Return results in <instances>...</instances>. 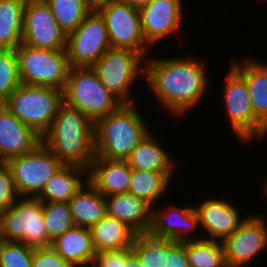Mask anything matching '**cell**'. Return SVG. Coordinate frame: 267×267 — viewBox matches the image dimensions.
<instances>
[{"label": "cell", "instance_id": "cell-1", "mask_svg": "<svg viewBox=\"0 0 267 267\" xmlns=\"http://www.w3.org/2000/svg\"><path fill=\"white\" fill-rule=\"evenodd\" d=\"M203 62L195 57H147L144 78L159 102L175 116H184L202 100L208 86Z\"/></svg>", "mask_w": 267, "mask_h": 267}, {"label": "cell", "instance_id": "cell-30", "mask_svg": "<svg viewBox=\"0 0 267 267\" xmlns=\"http://www.w3.org/2000/svg\"><path fill=\"white\" fill-rule=\"evenodd\" d=\"M61 30L70 34L92 11L84 0H45Z\"/></svg>", "mask_w": 267, "mask_h": 267}, {"label": "cell", "instance_id": "cell-25", "mask_svg": "<svg viewBox=\"0 0 267 267\" xmlns=\"http://www.w3.org/2000/svg\"><path fill=\"white\" fill-rule=\"evenodd\" d=\"M68 203L75 226L91 228L106 215L105 196L88 181Z\"/></svg>", "mask_w": 267, "mask_h": 267}, {"label": "cell", "instance_id": "cell-23", "mask_svg": "<svg viewBox=\"0 0 267 267\" xmlns=\"http://www.w3.org/2000/svg\"><path fill=\"white\" fill-rule=\"evenodd\" d=\"M151 131L126 159L132 170L164 173L170 180L176 167L175 160L161 145ZM172 158V159H171Z\"/></svg>", "mask_w": 267, "mask_h": 267}, {"label": "cell", "instance_id": "cell-37", "mask_svg": "<svg viewBox=\"0 0 267 267\" xmlns=\"http://www.w3.org/2000/svg\"><path fill=\"white\" fill-rule=\"evenodd\" d=\"M32 267H75L64 260L51 246L33 248Z\"/></svg>", "mask_w": 267, "mask_h": 267}, {"label": "cell", "instance_id": "cell-38", "mask_svg": "<svg viewBox=\"0 0 267 267\" xmlns=\"http://www.w3.org/2000/svg\"><path fill=\"white\" fill-rule=\"evenodd\" d=\"M162 267H189L186 255V241L165 239V262Z\"/></svg>", "mask_w": 267, "mask_h": 267}, {"label": "cell", "instance_id": "cell-18", "mask_svg": "<svg viewBox=\"0 0 267 267\" xmlns=\"http://www.w3.org/2000/svg\"><path fill=\"white\" fill-rule=\"evenodd\" d=\"M41 142L40 135L0 104V160L29 153Z\"/></svg>", "mask_w": 267, "mask_h": 267}, {"label": "cell", "instance_id": "cell-20", "mask_svg": "<svg viewBox=\"0 0 267 267\" xmlns=\"http://www.w3.org/2000/svg\"><path fill=\"white\" fill-rule=\"evenodd\" d=\"M105 201L107 216L122 221L137 235L149 233L152 207L144 200L125 193L105 196Z\"/></svg>", "mask_w": 267, "mask_h": 267}, {"label": "cell", "instance_id": "cell-2", "mask_svg": "<svg viewBox=\"0 0 267 267\" xmlns=\"http://www.w3.org/2000/svg\"><path fill=\"white\" fill-rule=\"evenodd\" d=\"M42 143L63 165L90 167L94 153V123L79 109L60 105Z\"/></svg>", "mask_w": 267, "mask_h": 267}, {"label": "cell", "instance_id": "cell-16", "mask_svg": "<svg viewBox=\"0 0 267 267\" xmlns=\"http://www.w3.org/2000/svg\"><path fill=\"white\" fill-rule=\"evenodd\" d=\"M182 0H153L139 9L141 29L150 46L173 35L183 19Z\"/></svg>", "mask_w": 267, "mask_h": 267}, {"label": "cell", "instance_id": "cell-15", "mask_svg": "<svg viewBox=\"0 0 267 267\" xmlns=\"http://www.w3.org/2000/svg\"><path fill=\"white\" fill-rule=\"evenodd\" d=\"M200 226L199 217L194 207H177L169 205L152 207L151 227L149 235L156 239H168L183 242L193 239H202L201 235L193 237L190 233ZM196 229V230H195ZM190 232V233H189Z\"/></svg>", "mask_w": 267, "mask_h": 267}, {"label": "cell", "instance_id": "cell-40", "mask_svg": "<svg viewBox=\"0 0 267 267\" xmlns=\"http://www.w3.org/2000/svg\"><path fill=\"white\" fill-rule=\"evenodd\" d=\"M123 1L130 4L133 8L139 10L140 8L146 6L147 4L152 2L153 0H123Z\"/></svg>", "mask_w": 267, "mask_h": 267}, {"label": "cell", "instance_id": "cell-33", "mask_svg": "<svg viewBox=\"0 0 267 267\" xmlns=\"http://www.w3.org/2000/svg\"><path fill=\"white\" fill-rule=\"evenodd\" d=\"M21 84L15 49H0V104Z\"/></svg>", "mask_w": 267, "mask_h": 267}, {"label": "cell", "instance_id": "cell-22", "mask_svg": "<svg viewBox=\"0 0 267 267\" xmlns=\"http://www.w3.org/2000/svg\"><path fill=\"white\" fill-rule=\"evenodd\" d=\"M238 62L230 65L245 79L254 115L267 127V64L253 58Z\"/></svg>", "mask_w": 267, "mask_h": 267}, {"label": "cell", "instance_id": "cell-4", "mask_svg": "<svg viewBox=\"0 0 267 267\" xmlns=\"http://www.w3.org/2000/svg\"><path fill=\"white\" fill-rule=\"evenodd\" d=\"M62 103V90L21 83L2 105L42 137L50 128Z\"/></svg>", "mask_w": 267, "mask_h": 267}, {"label": "cell", "instance_id": "cell-12", "mask_svg": "<svg viewBox=\"0 0 267 267\" xmlns=\"http://www.w3.org/2000/svg\"><path fill=\"white\" fill-rule=\"evenodd\" d=\"M109 48L105 22L97 11H91L75 31L67 35L70 67H91Z\"/></svg>", "mask_w": 267, "mask_h": 267}, {"label": "cell", "instance_id": "cell-6", "mask_svg": "<svg viewBox=\"0 0 267 267\" xmlns=\"http://www.w3.org/2000/svg\"><path fill=\"white\" fill-rule=\"evenodd\" d=\"M0 233L3 241L22 242L32 248L49 247L43 219V202L37 198L20 197L0 214Z\"/></svg>", "mask_w": 267, "mask_h": 267}, {"label": "cell", "instance_id": "cell-35", "mask_svg": "<svg viewBox=\"0 0 267 267\" xmlns=\"http://www.w3.org/2000/svg\"><path fill=\"white\" fill-rule=\"evenodd\" d=\"M19 198L7 161L0 160V214L10 208Z\"/></svg>", "mask_w": 267, "mask_h": 267}, {"label": "cell", "instance_id": "cell-34", "mask_svg": "<svg viewBox=\"0 0 267 267\" xmlns=\"http://www.w3.org/2000/svg\"><path fill=\"white\" fill-rule=\"evenodd\" d=\"M33 248L17 241L0 242V267H32Z\"/></svg>", "mask_w": 267, "mask_h": 267}, {"label": "cell", "instance_id": "cell-24", "mask_svg": "<svg viewBox=\"0 0 267 267\" xmlns=\"http://www.w3.org/2000/svg\"><path fill=\"white\" fill-rule=\"evenodd\" d=\"M83 175L86 178H83ZM86 175H88V169L75 165H63L47 181L36 198L42 202H68L88 181Z\"/></svg>", "mask_w": 267, "mask_h": 267}, {"label": "cell", "instance_id": "cell-31", "mask_svg": "<svg viewBox=\"0 0 267 267\" xmlns=\"http://www.w3.org/2000/svg\"><path fill=\"white\" fill-rule=\"evenodd\" d=\"M43 219L51 241L75 226L68 202H43Z\"/></svg>", "mask_w": 267, "mask_h": 267}, {"label": "cell", "instance_id": "cell-27", "mask_svg": "<svg viewBox=\"0 0 267 267\" xmlns=\"http://www.w3.org/2000/svg\"><path fill=\"white\" fill-rule=\"evenodd\" d=\"M26 0H0V49H16L22 43Z\"/></svg>", "mask_w": 267, "mask_h": 267}, {"label": "cell", "instance_id": "cell-36", "mask_svg": "<svg viewBox=\"0 0 267 267\" xmlns=\"http://www.w3.org/2000/svg\"><path fill=\"white\" fill-rule=\"evenodd\" d=\"M133 255L131 248L97 252L92 267H125L126 261Z\"/></svg>", "mask_w": 267, "mask_h": 267}, {"label": "cell", "instance_id": "cell-29", "mask_svg": "<svg viewBox=\"0 0 267 267\" xmlns=\"http://www.w3.org/2000/svg\"><path fill=\"white\" fill-rule=\"evenodd\" d=\"M186 255L189 267H227L220 241L206 238L187 240Z\"/></svg>", "mask_w": 267, "mask_h": 267}, {"label": "cell", "instance_id": "cell-32", "mask_svg": "<svg viewBox=\"0 0 267 267\" xmlns=\"http://www.w3.org/2000/svg\"><path fill=\"white\" fill-rule=\"evenodd\" d=\"M131 249L144 267H162L165 262V239L136 235Z\"/></svg>", "mask_w": 267, "mask_h": 267}, {"label": "cell", "instance_id": "cell-21", "mask_svg": "<svg viewBox=\"0 0 267 267\" xmlns=\"http://www.w3.org/2000/svg\"><path fill=\"white\" fill-rule=\"evenodd\" d=\"M50 246L75 267L91 266L96 255L90 228L86 227L74 226L68 229L56 237Z\"/></svg>", "mask_w": 267, "mask_h": 267}, {"label": "cell", "instance_id": "cell-9", "mask_svg": "<svg viewBox=\"0 0 267 267\" xmlns=\"http://www.w3.org/2000/svg\"><path fill=\"white\" fill-rule=\"evenodd\" d=\"M144 62L145 59L138 52L109 48L91 68L102 84L122 103H135L130 91L138 76L144 77Z\"/></svg>", "mask_w": 267, "mask_h": 267}, {"label": "cell", "instance_id": "cell-14", "mask_svg": "<svg viewBox=\"0 0 267 267\" xmlns=\"http://www.w3.org/2000/svg\"><path fill=\"white\" fill-rule=\"evenodd\" d=\"M267 220L263 215L250 214L223 242L227 267H243L267 248ZM252 260V261H251Z\"/></svg>", "mask_w": 267, "mask_h": 267}, {"label": "cell", "instance_id": "cell-8", "mask_svg": "<svg viewBox=\"0 0 267 267\" xmlns=\"http://www.w3.org/2000/svg\"><path fill=\"white\" fill-rule=\"evenodd\" d=\"M229 66L222 94L228 123L241 143L261 140L267 134V127L254 115L245 79L231 65Z\"/></svg>", "mask_w": 267, "mask_h": 267}, {"label": "cell", "instance_id": "cell-41", "mask_svg": "<svg viewBox=\"0 0 267 267\" xmlns=\"http://www.w3.org/2000/svg\"><path fill=\"white\" fill-rule=\"evenodd\" d=\"M125 267H144L139 259L133 254L125 263Z\"/></svg>", "mask_w": 267, "mask_h": 267}, {"label": "cell", "instance_id": "cell-26", "mask_svg": "<svg viewBox=\"0 0 267 267\" xmlns=\"http://www.w3.org/2000/svg\"><path fill=\"white\" fill-rule=\"evenodd\" d=\"M90 231L96 253L131 248L137 235L125 223L107 215L92 226Z\"/></svg>", "mask_w": 267, "mask_h": 267}, {"label": "cell", "instance_id": "cell-13", "mask_svg": "<svg viewBox=\"0 0 267 267\" xmlns=\"http://www.w3.org/2000/svg\"><path fill=\"white\" fill-rule=\"evenodd\" d=\"M67 35L56 22L45 0H26L22 43L37 49L66 50Z\"/></svg>", "mask_w": 267, "mask_h": 267}, {"label": "cell", "instance_id": "cell-17", "mask_svg": "<svg viewBox=\"0 0 267 267\" xmlns=\"http://www.w3.org/2000/svg\"><path fill=\"white\" fill-rule=\"evenodd\" d=\"M194 208L199 217V227L204 228L209 235L208 238H204L214 241L223 242L246 219L240 216L238 208L227 199L225 201L208 198Z\"/></svg>", "mask_w": 267, "mask_h": 267}, {"label": "cell", "instance_id": "cell-7", "mask_svg": "<svg viewBox=\"0 0 267 267\" xmlns=\"http://www.w3.org/2000/svg\"><path fill=\"white\" fill-rule=\"evenodd\" d=\"M22 84L64 89L69 71L66 50H45L21 43L16 49Z\"/></svg>", "mask_w": 267, "mask_h": 267}, {"label": "cell", "instance_id": "cell-42", "mask_svg": "<svg viewBox=\"0 0 267 267\" xmlns=\"http://www.w3.org/2000/svg\"><path fill=\"white\" fill-rule=\"evenodd\" d=\"M264 193H266L265 195L267 196V179H266V185H265V187H264Z\"/></svg>", "mask_w": 267, "mask_h": 267}, {"label": "cell", "instance_id": "cell-19", "mask_svg": "<svg viewBox=\"0 0 267 267\" xmlns=\"http://www.w3.org/2000/svg\"><path fill=\"white\" fill-rule=\"evenodd\" d=\"M88 182L103 196L128 193L132 169L126 160L95 156L88 168Z\"/></svg>", "mask_w": 267, "mask_h": 267}, {"label": "cell", "instance_id": "cell-39", "mask_svg": "<svg viewBox=\"0 0 267 267\" xmlns=\"http://www.w3.org/2000/svg\"><path fill=\"white\" fill-rule=\"evenodd\" d=\"M86 5L92 10L97 11L100 7L107 5L114 0H84Z\"/></svg>", "mask_w": 267, "mask_h": 267}, {"label": "cell", "instance_id": "cell-10", "mask_svg": "<svg viewBox=\"0 0 267 267\" xmlns=\"http://www.w3.org/2000/svg\"><path fill=\"white\" fill-rule=\"evenodd\" d=\"M19 197L36 198L63 164L41 142L33 151L7 161Z\"/></svg>", "mask_w": 267, "mask_h": 267}, {"label": "cell", "instance_id": "cell-11", "mask_svg": "<svg viewBox=\"0 0 267 267\" xmlns=\"http://www.w3.org/2000/svg\"><path fill=\"white\" fill-rule=\"evenodd\" d=\"M97 12L104 19L111 48L130 49L144 59L148 57L151 46L144 39L138 9L123 0H114Z\"/></svg>", "mask_w": 267, "mask_h": 267}, {"label": "cell", "instance_id": "cell-3", "mask_svg": "<svg viewBox=\"0 0 267 267\" xmlns=\"http://www.w3.org/2000/svg\"><path fill=\"white\" fill-rule=\"evenodd\" d=\"M135 103H122L116 110L94 122L95 156L126 160L151 132Z\"/></svg>", "mask_w": 267, "mask_h": 267}, {"label": "cell", "instance_id": "cell-5", "mask_svg": "<svg viewBox=\"0 0 267 267\" xmlns=\"http://www.w3.org/2000/svg\"><path fill=\"white\" fill-rule=\"evenodd\" d=\"M63 102L79 109L93 123L116 110L122 102L100 81L91 67H70Z\"/></svg>", "mask_w": 267, "mask_h": 267}, {"label": "cell", "instance_id": "cell-28", "mask_svg": "<svg viewBox=\"0 0 267 267\" xmlns=\"http://www.w3.org/2000/svg\"><path fill=\"white\" fill-rule=\"evenodd\" d=\"M170 182L164 173L146 170H132V177L128 189V194L144 200L151 207L167 192Z\"/></svg>", "mask_w": 267, "mask_h": 267}]
</instances>
